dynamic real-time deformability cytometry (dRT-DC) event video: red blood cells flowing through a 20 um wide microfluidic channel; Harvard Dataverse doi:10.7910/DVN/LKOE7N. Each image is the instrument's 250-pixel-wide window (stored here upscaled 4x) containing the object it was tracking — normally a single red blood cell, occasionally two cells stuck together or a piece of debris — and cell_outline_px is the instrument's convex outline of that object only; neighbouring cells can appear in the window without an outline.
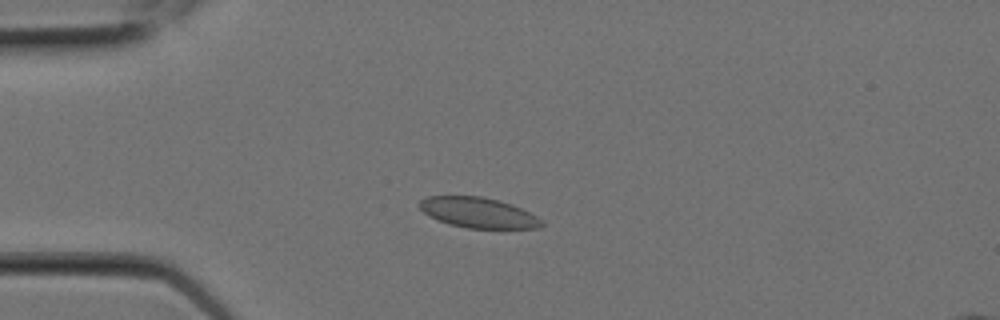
{"species": "Egyptian fruit bat (a non-hibernating species)", "species_latin": "Rousettus aegyptiacus", "temperature_condition": "room temperature", "stored_images_in_passage": 5, "camera_frame_rate_fps": 3000, "um_per_image_px": 0.085, "animal": {"sex": "female"}, "frame": {"image": 1, "passage_image": 3, "time_ms": 0.667, "image_size_px": [1000, 320], "cell_outline_px": [[544, 224], [540, 228], [468, 228], [448, 224], [424, 212], [416, 204], [420, 200], [428, 196], [480, 196], [500, 200], [512, 204], [544, 220]], "centroid_in_image_um": [40.67, 18.07], "position_along_channel_um": 44.3, "area_um2": 21.56}}
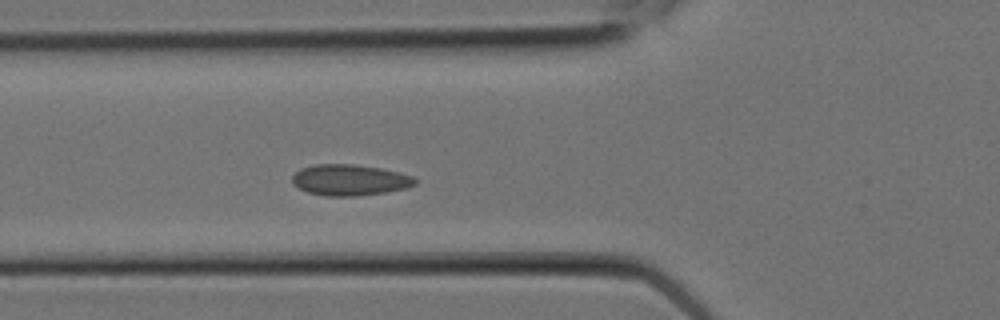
{"frame": {"image": 2, "passage_image": 5, "time_ms": 1.333, "image_size_px": [1000, 320], "cell_outline_px": [[416, 184], [404, 188], [384, 192], [356, 196], [324, 196], [308, 192], [292, 184], [292, 176], [300, 168], [316, 164], [352, 164], [380, 168], [412, 176], [416, 180]], "centroid_in_image_um": [29.67, 15.3], "position_along_channel_um": 96.1, "area_um2": 22.02}}